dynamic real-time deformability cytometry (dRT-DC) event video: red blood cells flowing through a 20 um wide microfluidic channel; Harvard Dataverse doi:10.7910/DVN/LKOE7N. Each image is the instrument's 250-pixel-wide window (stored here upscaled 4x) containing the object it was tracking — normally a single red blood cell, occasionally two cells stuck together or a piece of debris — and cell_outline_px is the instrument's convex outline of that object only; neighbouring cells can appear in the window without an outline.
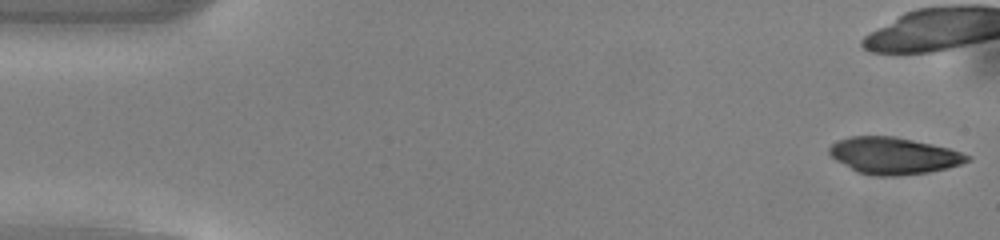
{"species": "common noctule bat (a hibernating species)", "species_latin": "Nyctalus noctula", "temperature_condition": "warm", "stored_images_in_passage": 37, "camera_frame_rate_fps": 3000, "um_per_image_px": 0.085, "animal": {"sex": "male", "body_mass_g": 13.0, "forearm_length_mm": 53.1}, "frame": {"image": 1, "passage_image": 1, "time_ms": 0.0, "image_size_px": [1000, 240], "cell_outline_px": [[972, 160], [948, 168], [928, 172], [900, 176], [872, 176], [856, 172], [836, 160], [828, 152], [828, 148], [836, 140], [852, 136], [892, 136], [932, 144], [948, 148], [972, 156]], "centroid_in_image_um": [75.95, 13.24], "position_along_channel_um": 9.1, "area_um2": 29.65}}